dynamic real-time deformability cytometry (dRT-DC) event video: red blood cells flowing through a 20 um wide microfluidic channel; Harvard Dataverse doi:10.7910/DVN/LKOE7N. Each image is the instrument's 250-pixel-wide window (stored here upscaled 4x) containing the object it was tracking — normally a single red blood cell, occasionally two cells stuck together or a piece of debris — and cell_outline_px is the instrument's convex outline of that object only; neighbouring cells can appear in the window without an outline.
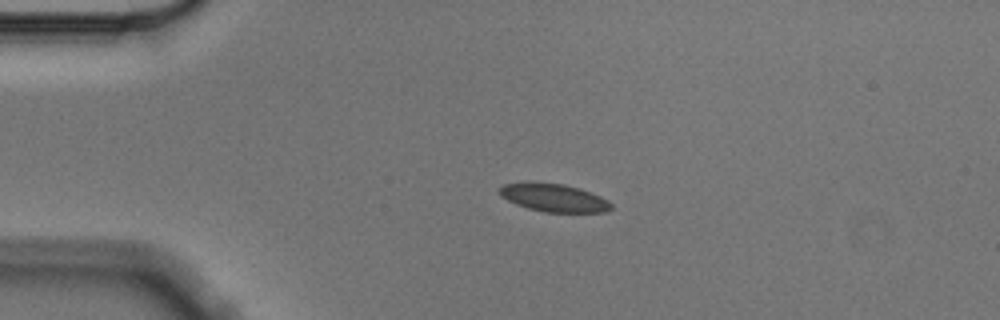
{"species": "Egyptian fruit bat (a non-hibernating species)", "species_latin": "Rousettus aegyptiacus", "temperature_condition": "cold", "stored_images_in_passage": 4, "camera_frame_rate_fps": 3000, "um_per_image_px": 0.085, "animal": {"sex": "male"}, "frame": {"image": 1, "passage_image": 3, "time_ms": 0.667, "image_size_px": [1000, 320], "cell_outline_px": [[612, 208], [604, 212], [544, 212], [528, 208], [516, 204], [500, 196], [500, 188], [504, 184], [528, 180], [564, 184], [580, 188], [600, 196], [608, 200], [612, 204]], "centroid_in_image_um": [47.05, 16.78], "position_along_channel_um": 37.9, "area_um2": 18.5}}